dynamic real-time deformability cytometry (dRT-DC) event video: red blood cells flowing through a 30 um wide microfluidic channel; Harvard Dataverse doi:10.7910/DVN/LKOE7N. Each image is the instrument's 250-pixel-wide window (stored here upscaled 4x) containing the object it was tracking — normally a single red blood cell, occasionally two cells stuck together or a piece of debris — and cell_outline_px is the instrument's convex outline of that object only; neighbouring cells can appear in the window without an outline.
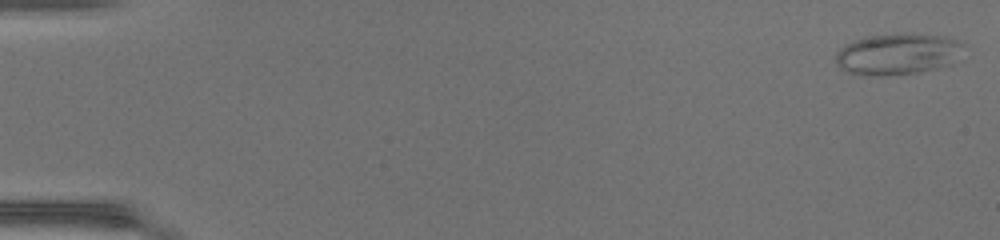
{"species": "common noctule bat (a hibernating species)", "species_latin": "Nyctalus noctula", "temperature_condition": "warm", "stored_images_in_passage": 48, "camera_frame_rate_fps": 3000, "um_per_image_px": 0.085, "animal": {"sex": "female", "body_mass_g": 17.0, "forearm_length_mm": 48.0}, "frame": {"image": 1, "passage_image": 1, "time_ms": 0.0, "image_size_px": [1000, 240], "cell_outline_px": [[964, 44], [960, 60], [952, 64], [936, 68], [916, 72], [880, 76], [860, 76], [848, 72], [840, 68], [836, 64], [836, 52], [840, 48], [856, 40], [872, 36], [944, 36], [956, 40]], "centroid_in_image_um": [76.31, 4.65], "position_along_channel_um": 8.7, "area_um2": 30.06}}
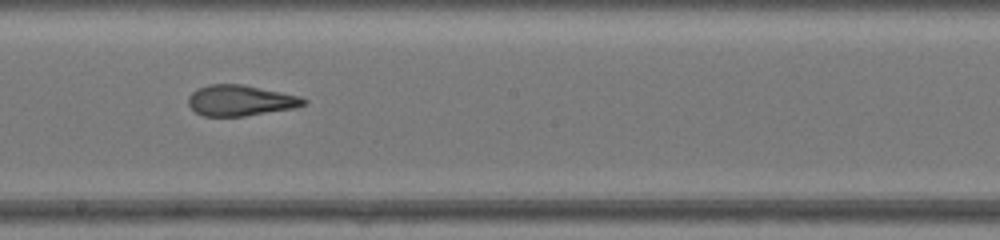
{"frame": {"image": 2, "passage_image": 28, "time_ms": 9.0, "image_size_px": [1000, 240], "cell_outline_px": [[308, 104], [292, 108], [244, 116], [204, 116], [196, 112], [188, 104], [188, 96], [192, 92], [208, 84], [240, 84], [300, 96], [308, 100]], "centroid_in_image_um": [20.43, 8.54], "position_along_channel_um": 227.8, "area_um2": 20.46}}
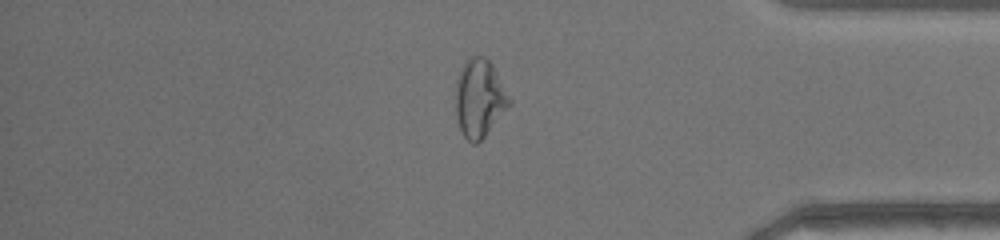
{"frame": {"image": 3, "passage_image": 41, "time_ms": 13.333, "image_size_px": [1000, 240], "cell_outline_px": [[512, 104], [484, 136], [476, 144], [472, 144], [464, 136], [460, 128], [456, 116], [456, 80], [468, 56], [484, 56], [492, 64], [512, 100]], "centroid_in_image_um": [40.77, 8.35], "position_along_channel_um": 394.4, "area_um2": 24.28}, "authors_computed_cell_mechanics": {"area_um2": 23.9292, "velocity_mm_per_s": 4.3489, "shape_relaxation_time_tau1_ms": null, "shape_relaxation_time_tau2_ms": 1.886, "deformation_change_tau1": null, "deformation_change_tau2": 0.1152}}